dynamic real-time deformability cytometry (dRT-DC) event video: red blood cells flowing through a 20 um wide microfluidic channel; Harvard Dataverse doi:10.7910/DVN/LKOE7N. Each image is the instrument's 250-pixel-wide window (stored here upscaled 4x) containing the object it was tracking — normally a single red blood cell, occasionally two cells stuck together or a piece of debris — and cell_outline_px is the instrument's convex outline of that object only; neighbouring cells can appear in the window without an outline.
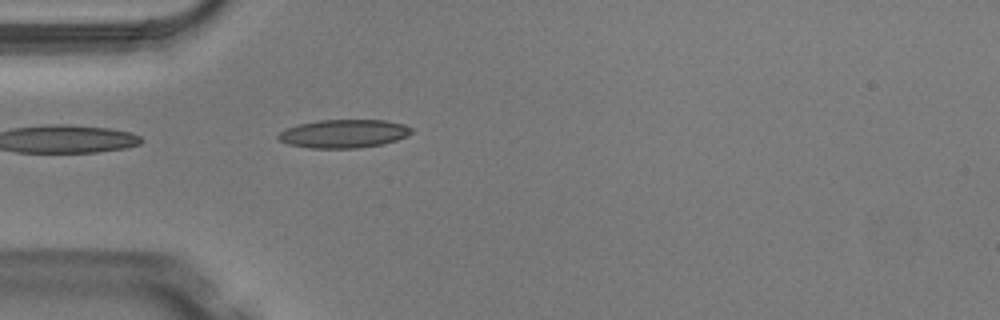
{"species": "Egyptian fruit bat (a non-hibernating species)", "species_latin": "Rousettus aegyptiacus", "temperature_condition": "warm", "stored_images_in_passage": 2, "camera_frame_rate_fps": 3000, "um_per_image_px": 0.085, "animal": {"sex": "male"}, "frame": {"image": 1, "passage_image": 2, "time_ms": 0.333, "image_size_px": [1000, 320], "cell_outline_px": [[412, 132], [408, 136], [384, 144], [360, 148], [312, 148], [288, 144], [280, 140], [276, 136], [280, 132], [288, 128], [300, 124], [320, 120], [384, 120], [404, 124], [412, 128]], "centroid_in_image_um": [29.26, 11.36], "position_along_channel_um": 55.7, "area_um2": 21.96}}